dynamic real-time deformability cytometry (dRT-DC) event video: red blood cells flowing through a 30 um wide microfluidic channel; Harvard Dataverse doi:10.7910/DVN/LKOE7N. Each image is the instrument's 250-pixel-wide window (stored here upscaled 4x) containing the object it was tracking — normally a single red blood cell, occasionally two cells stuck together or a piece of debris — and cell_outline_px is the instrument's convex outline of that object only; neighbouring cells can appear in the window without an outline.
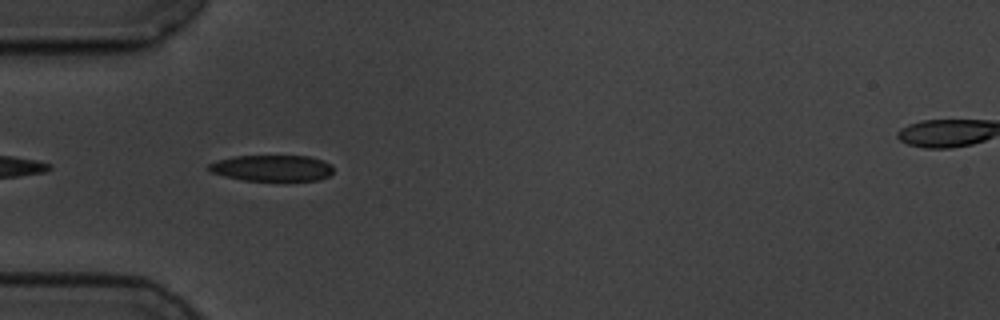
{"species": "common noctule bat (a hibernating species)", "species_latin": "Nyctalus noctula", "temperature_condition": "cold", "stored_images_in_passage": 5, "camera_frame_rate_fps": 3000, "um_per_image_px": 0.085, "animal": {"sex": "male", "body_mass_g": 19.5, "forearm_length_mm": 54.6}, "frame": {"image": 1, "passage_image": 3, "time_ms": 0.667, "image_size_px": [1000, 320], "cell_outline_px": [[332, 172], [328, 176], [320, 180], [244, 180], [224, 176], [212, 172], [208, 168], [208, 164], [216, 160], [232, 156], [308, 156], [324, 160], [332, 164]], "centroid_in_image_um": [23.13, 14.27], "position_along_channel_um": 61.9, "area_um2": 18.96}}